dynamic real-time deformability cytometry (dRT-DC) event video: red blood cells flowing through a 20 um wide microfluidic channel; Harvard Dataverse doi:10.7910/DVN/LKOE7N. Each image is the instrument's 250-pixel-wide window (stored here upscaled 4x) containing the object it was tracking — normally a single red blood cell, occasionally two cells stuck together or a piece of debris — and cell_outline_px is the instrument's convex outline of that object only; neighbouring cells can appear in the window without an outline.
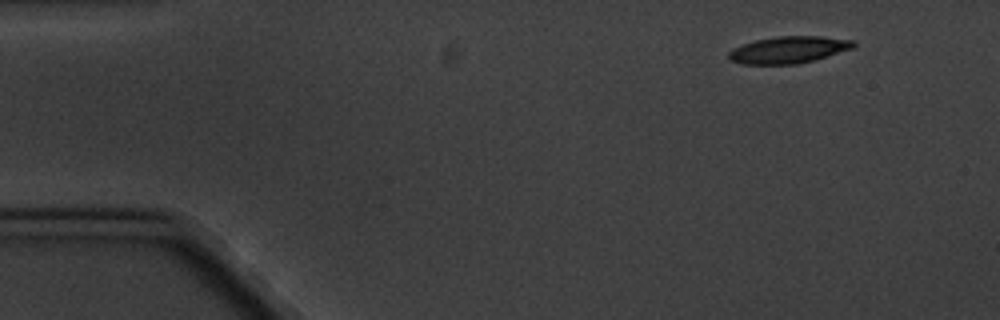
{"species": "common noctule bat (a hibernating species)", "species_latin": "Nyctalus noctula", "temperature_condition": "cold", "stored_images_in_passage": 3, "segment_of_instrument_passage": [2, 2], "camera_frame_rate_fps": 3000, "um_per_image_px": 0.085, "animal": {"sex": "male", "body_mass_g": 20.1, "forearm_length_mm": 53.5}, "frame": {"image": 1, "passage_image": 3, "time_ms": 3.333, "image_size_px": [1000, 320], "cell_outline_px": [[856, 44], [852, 48], [812, 60], [796, 64], [740, 64], [732, 60], [728, 56], [728, 52], [732, 48], [756, 40], [776, 36], [824, 36], [856, 40]], "centroid_in_image_um": [67.03, 4.22], "position_along_channel_um": 18.0, "area_um2": 19.42}}